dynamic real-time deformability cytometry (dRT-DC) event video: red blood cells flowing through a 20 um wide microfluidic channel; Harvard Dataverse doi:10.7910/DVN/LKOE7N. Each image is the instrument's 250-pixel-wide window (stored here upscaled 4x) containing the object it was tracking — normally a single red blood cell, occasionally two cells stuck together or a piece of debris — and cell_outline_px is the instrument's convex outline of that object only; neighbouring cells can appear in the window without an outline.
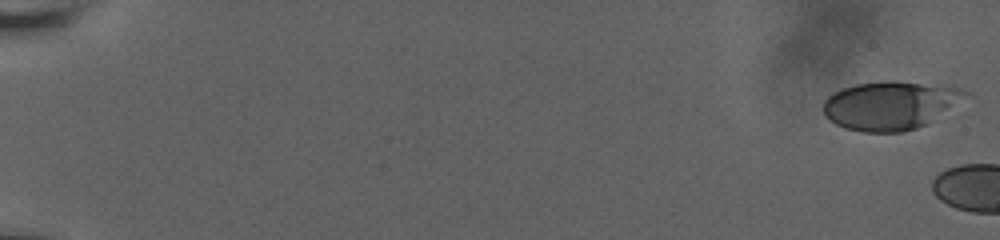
{"species": "human", "species_latin": "Homo sapiens", "temperature_condition": "room temperature", "stored_images_in_passage": 5, "camera_frame_rate_fps": 3000, "um_per_image_px": 0.085, "donor": {"sex": "male"}, "frame": {"image": 1, "passage_image": 1, "time_ms": 0.0, "image_size_px": [1000, 240], "cell_outline_px": [[976, 96], [928, 124], [904, 132], [864, 132], [844, 128], [836, 124], [824, 112], [824, 100], [828, 96], [844, 88], [856, 84], [920, 84], [960, 88], [972, 92]], "centroid_in_image_um": [75.83, 9.01], "position_along_channel_um": 9.2, "area_um2": 39.65}}